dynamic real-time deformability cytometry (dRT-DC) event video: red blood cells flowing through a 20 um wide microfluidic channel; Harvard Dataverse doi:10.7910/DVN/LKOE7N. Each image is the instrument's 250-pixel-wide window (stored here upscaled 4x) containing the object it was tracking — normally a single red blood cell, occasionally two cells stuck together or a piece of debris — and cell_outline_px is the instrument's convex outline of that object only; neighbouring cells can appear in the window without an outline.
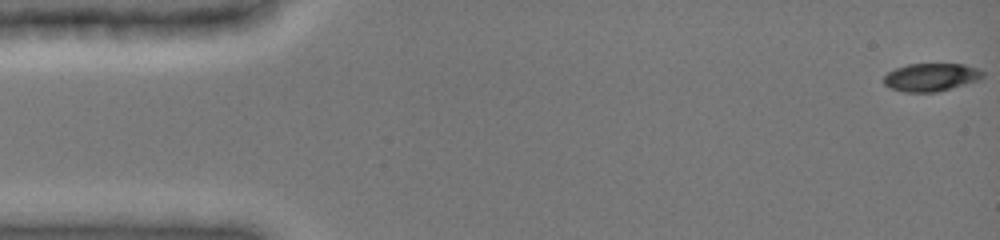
{"species": "common noctule bat (a hibernating species)", "species_latin": "Nyctalus noctula", "temperature_condition": "cold", "stored_images_in_passage": 17, "camera_frame_rate_fps": 3000, "um_per_image_px": 0.085, "animal": {"sex": "female", "body_mass_g": 19.0, "forearm_length_mm": 51.5}, "frame": {"image": 1, "passage_image": 1, "time_ms": 0.0, "image_size_px": [1000, 240], "cell_outline_px": [[984, 76], [980, 80], [936, 92], [904, 92], [892, 88], [884, 84], [884, 76], [888, 72], [896, 68], [908, 64], [964, 64], [976, 68], [984, 72]], "centroid_in_image_um": [79.15, 6.56], "position_along_channel_um": 5.8, "area_um2": 16.07}}
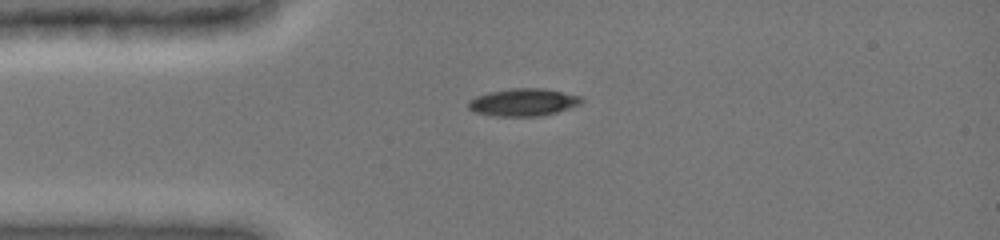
{"frame": {"image": 2, "passage_image": 12, "time_ms": 3.667, "image_size_px": [1000, 240], "cell_outline_px": [[584, 100], [580, 104], [556, 112], [540, 116], [496, 116], [476, 112], [468, 108], [468, 100], [476, 96], [488, 92], [512, 88], [544, 88], [580, 96]], "centroid_in_image_um": [44.46, 8.68], "position_along_channel_um": 40.5, "area_um2": 18.03}}
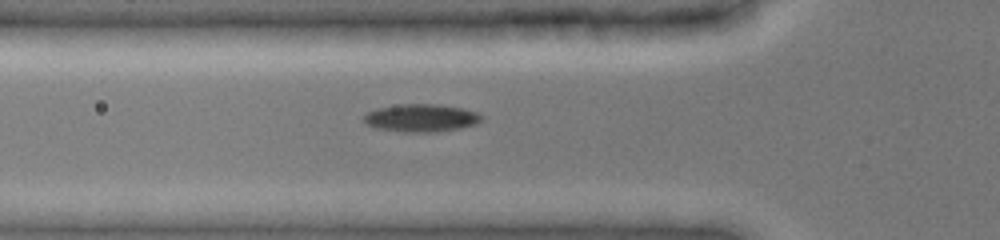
{"frame": {"image": 3, "passage_image": 17, "time_ms": 5.333, "image_size_px": [1000, 240], "cell_outline_px": [[484, 116], [476, 124], [460, 128], [436, 132], [404, 132], [376, 128], [368, 124], [364, 120], [364, 116], [368, 112], [376, 108], [400, 104], [440, 104], [464, 108], [476, 112]], "centroid_in_image_um": [35.82, 10.02], "position_along_channel_um": 90.0, "area_um2": 19.07}}